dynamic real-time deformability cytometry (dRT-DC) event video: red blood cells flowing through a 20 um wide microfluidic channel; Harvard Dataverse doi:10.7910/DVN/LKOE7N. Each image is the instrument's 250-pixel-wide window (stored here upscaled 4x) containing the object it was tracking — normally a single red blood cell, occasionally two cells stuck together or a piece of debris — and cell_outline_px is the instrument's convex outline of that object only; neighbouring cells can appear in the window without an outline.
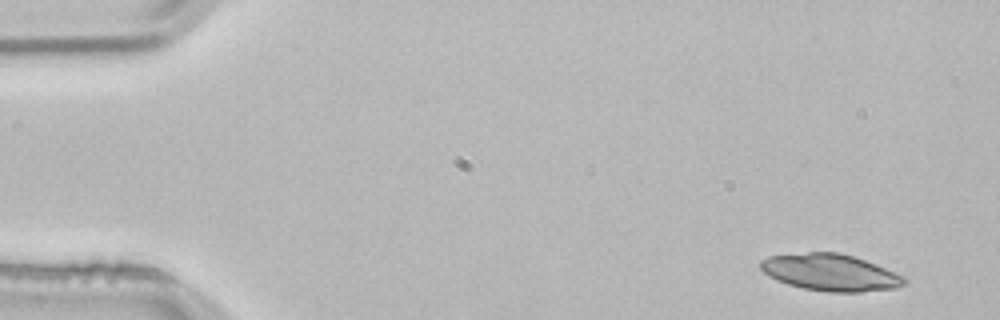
{"species": "common noctule bat (a hibernating species)", "species_latin": "Nyctalus noctula", "temperature_condition": "room temperature", "stored_images_in_passage": 2, "camera_frame_rate_fps": 3000, "um_per_image_px": 0.085, "animal": {"sex": "male", "body_mass_g": 21.5, "forearm_length_mm": 52.0}, "frame": {"image": 1, "passage_image": 1, "time_ms": 0.0, "image_size_px": [1000, 320], "cell_outline_px": [[908, 280], [904, 284], [896, 288], [860, 292], [828, 292], [804, 288], [788, 284], [776, 280], [768, 276], [760, 268], [760, 260], [768, 256], [808, 252], [840, 252], [876, 264], [904, 276]], "centroid_in_image_um": [70.58, 23.16], "position_along_channel_um": 14.4, "area_um2": 30.87}}